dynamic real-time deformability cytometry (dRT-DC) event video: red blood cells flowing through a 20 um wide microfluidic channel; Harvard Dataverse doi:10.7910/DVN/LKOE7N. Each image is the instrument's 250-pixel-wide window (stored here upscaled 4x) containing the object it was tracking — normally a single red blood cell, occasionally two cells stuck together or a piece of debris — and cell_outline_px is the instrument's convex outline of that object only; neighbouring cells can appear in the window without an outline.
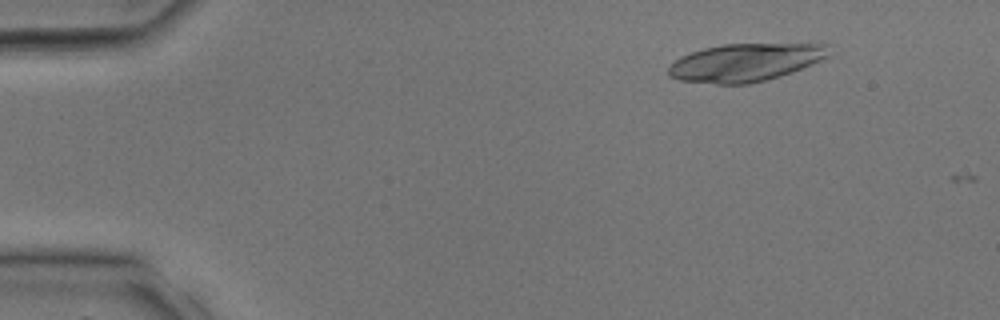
{"species": "common noctule bat (a hibernating species)", "species_latin": "Nyctalus noctula", "temperature_condition": "room temperature", "stored_images_in_passage": 5, "camera_frame_rate_fps": 3000, "um_per_image_px": 0.085, "animal": {"sex": "male", "body_mass_g": 17.9, "forearm_length_mm": 54.2}, "frame": {"image": 1, "passage_image": 4, "time_ms": 1.0, "image_size_px": [1000, 320], "cell_outline_px": [[828, 56], [812, 64], [792, 72], [780, 76], [748, 84], [716, 84], [680, 80], [668, 76], [668, 68], [680, 56], [704, 48], [720, 44], [828, 44]], "centroid_in_image_um": [63.32, 5.31], "position_along_channel_um": 21.7, "area_um2": 35.14}}